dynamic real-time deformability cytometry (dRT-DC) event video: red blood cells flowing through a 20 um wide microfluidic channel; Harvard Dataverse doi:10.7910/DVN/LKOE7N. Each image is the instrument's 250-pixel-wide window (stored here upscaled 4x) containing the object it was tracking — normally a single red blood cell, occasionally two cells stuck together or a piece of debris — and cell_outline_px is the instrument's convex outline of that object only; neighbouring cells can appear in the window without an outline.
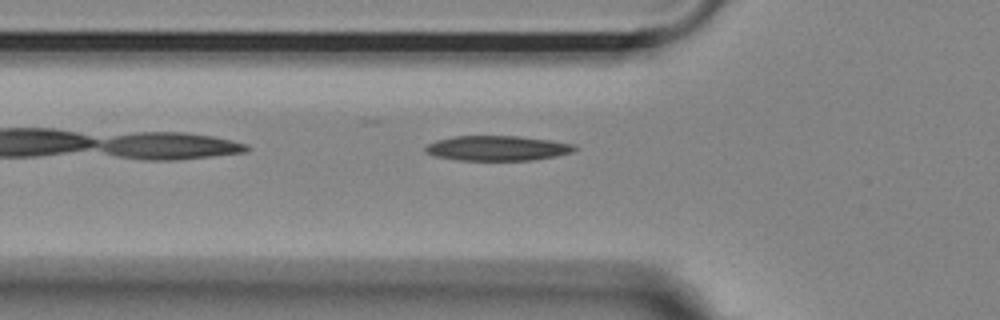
{"species": "Egyptian fruit bat (a non-hibernating species)", "species_latin": "Rousettus aegyptiacus", "temperature_condition": "room temperature", "stored_images_in_passage": 39, "camera_frame_rate_fps": 3000, "um_per_image_px": 0.085, "animal": {"sex": "female"}, "frame": {"image": 1, "passage_image": 4, "time_ms": 1.0, "image_size_px": [1000, 320], "cell_outline_px": [[576, 148], [572, 152], [556, 156], [532, 160], [460, 160], [432, 156], [424, 152], [424, 148], [428, 144], [436, 140], [452, 136], [516, 136], [548, 140], [572, 144]], "centroid_in_image_um": [42.19, 12.6], "position_along_channel_um": 83.6, "area_um2": 21.62}}
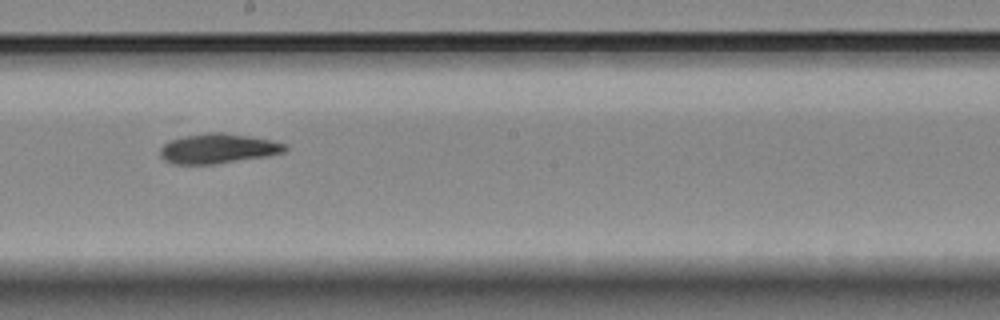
{"frame": {"image": 2, "passage_image": 16, "time_ms": 5.0, "image_size_px": [1000, 320], "cell_outline_px": [[288, 148], [284, 152], [268, 156], [216, 164], [176, 164], [164, 160], [160, 156], [160, 148], [168, 140], [184, 136], [208, 132], [224, 132], [272, 140], [288, 144]], "centroid_in_image_um": [18.54, 12.62], "position_along_channel_um": 229.7, "area_um2": 21.91}}
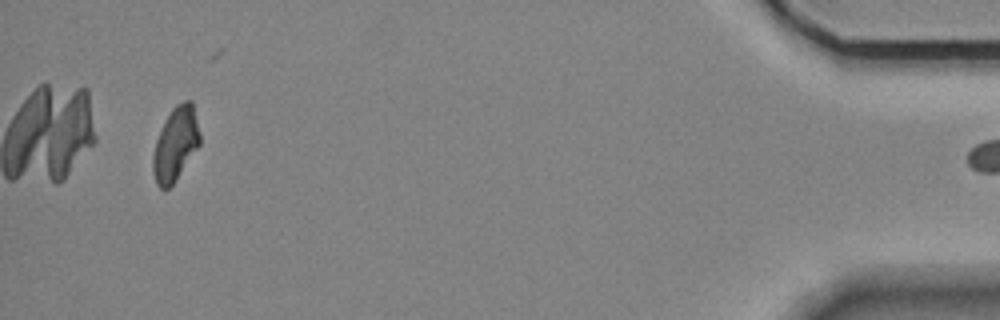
{"frame": {"image": 3, "passage_image": 38, "time_ms": 12.333, "image_size_px": [1000, 320], "cell_outline_px": [[200, 144], [172, 184], [168, 188], [160, 188], [156, 184], [152, 168], [152, 156], [156, 140], [172, 108], [176, 104], [184, 100], [192, 100], [200, 132]], "centroid_in_image_um": [14.92, 12.22], "position_along_channel_um": 420.3, "area_um2": 19.83}}